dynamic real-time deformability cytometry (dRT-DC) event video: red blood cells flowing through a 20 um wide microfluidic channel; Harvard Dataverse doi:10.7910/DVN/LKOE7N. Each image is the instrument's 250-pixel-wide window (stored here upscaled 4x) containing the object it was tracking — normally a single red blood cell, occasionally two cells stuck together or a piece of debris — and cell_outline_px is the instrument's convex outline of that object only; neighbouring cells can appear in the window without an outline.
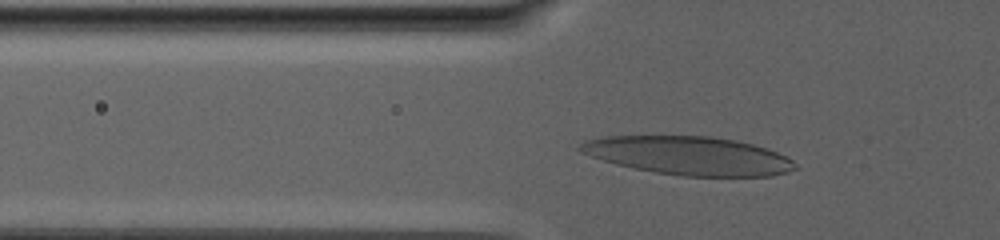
{"species": "human", "species_latin": "Homo sapiens", "temperature_condition": "warm", "stored_images_in_passage": 66, "camera_frame_rate_fps": 3000, "um_per_image_px": 0.085, "donor": {"sex": "male"}, "frame": {"image": 1, "passage_image": 20, "time_ms": 6.333, "image_size_px": [1000, 240], "cell_outline_px": [[796, 168], [788, 172], [772, 176], [684, 176], [656, 172], [632, 168], [616, 164], [580, 152], [576, 148], [584, 140], [600, 136], [712, 136], [736, 140], [768, 148], [792, 160], [796, 164]], "centroid_in_image_um": [58.52, 13.22], "position_along_channel_um": 67.3, "area_um2": 48.21}}
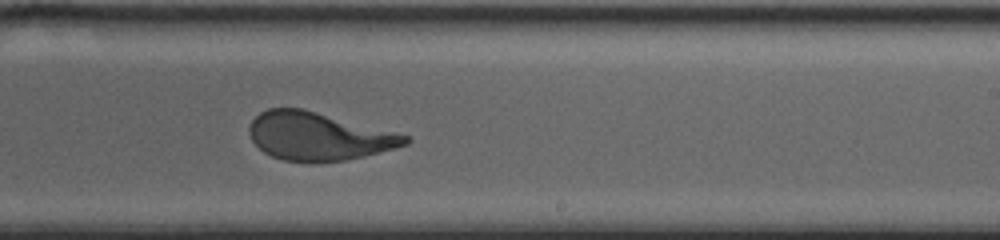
{"frame": {"image": 2, "passage_image": 45, "time_ms": 14.667, "image_size_px": [1000, 240], "cell_outline_px": [[412, 140], [408, 144], [396, 148], [364, 156], [344, 160], [308, 164], [280, 160], [264, 152], [252, 140], [248, 132], [248, 128], [252, 120], [260, 112], [268, 108], [300, 108], [408, 136]], "centroid_in_image_um": [27.01, 11.62], "position_along_channel_um": 262.0, "area_um2": 43.47}}
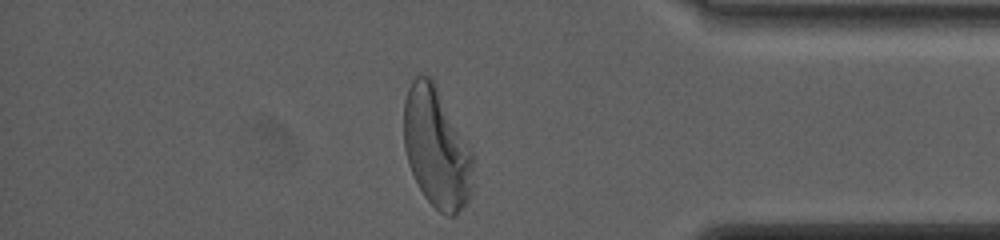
{"frame": {"image": 3, "passage_image": 64, "time_ms": 21.0, "image_size_px": [1000, 240], "cell_outline_px": [[472, 192], [468, 200], [456, 216], [448, 216], [440, 212], [424, 196], [408, 164], [404, 148], [404, 100], [408, 88], [412, 80], [420, 72], [432, 76], [472, 152]], "centroid_in_image_um": [37.09, 12.53], "position_along_channel_um": 398.1, "area_um2": 48.55}, "authors_computed_cell_mechanics": {"area_um2": 46.4712, "velocity_mm_per_s": 2.4223, "shape_relaxation_time_tau1_ms": 8.5325, "shape_relaxation_time_tau2_ms": 1.2558, "deformation_change_tau1": 0.2772, "deformation_change_tau2": 0.0918}}